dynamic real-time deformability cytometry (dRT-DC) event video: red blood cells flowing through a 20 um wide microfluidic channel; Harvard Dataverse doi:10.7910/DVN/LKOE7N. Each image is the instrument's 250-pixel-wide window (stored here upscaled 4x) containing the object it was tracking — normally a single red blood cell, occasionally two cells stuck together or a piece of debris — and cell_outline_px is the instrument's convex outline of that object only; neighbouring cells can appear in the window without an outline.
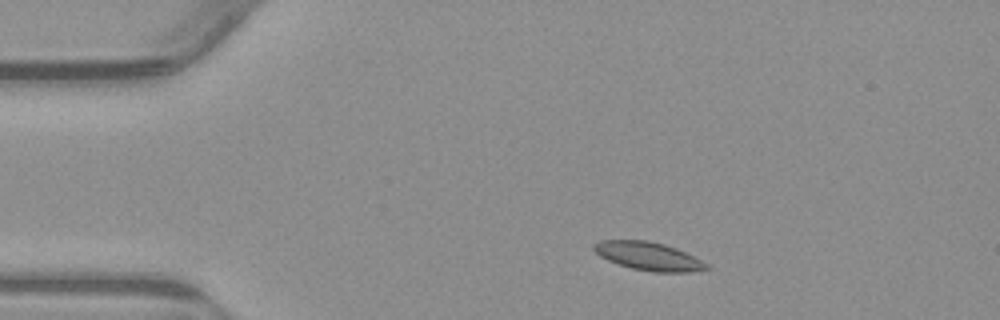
{"species": "common noctule bat (a hibernating species)", "species_latin": "Nyctalus noctula", "temperature_condition": "warm", "stored_images_in_passage": 45, "camera_frame_rate_fps": 3000, "um_per_image_px": 0.085, "animal": {"sex": "male", "body_mass_g": 23.1, "forearm_length_mm": 52.7}, "frame": {"image": 1, "passage_image": 1, "time_ms": 0.0, "image_size_px": [1000, 320], "cell_outline_px": [[712, 268], [692, 272], [652, 272], [632, 268], [608, 260], [600, 256], [592, 248], [592, 244], [600, 240], [648, 240], [664, 244], [676, 248], [708, 264]], "centroid_in_image_um": [55.11, 21.77], "position_along_channel_um": 29.9, "area_um2": 18.5}}
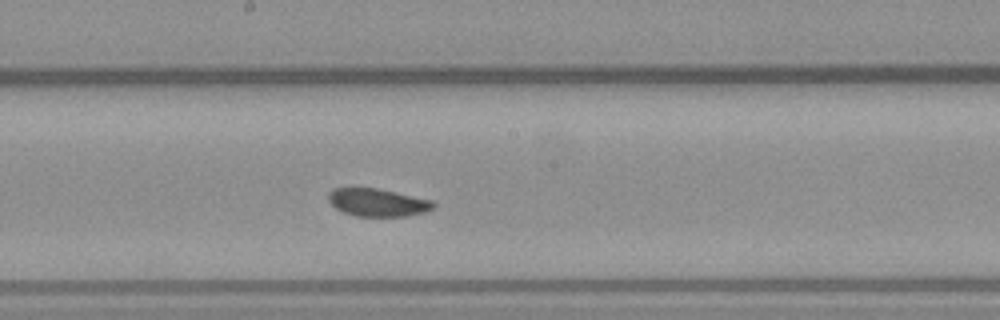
{"frame": {"image": 2, "passage_image": 20, "time_ms": 6.333, "image_size_px": [1000, 320], "cell_outline_px": [[436, 204], [432, 208], [424, 212], [408, 216], [356, 216], [344, 212], [336, 208], [328, 200], [328, 192], [332, 188], [352, 184], [376, 188], [432, 200]], "centroid_in_image_um": [32.0, 17.16], "position_along_channel_um": 216.2, "area_um2": 17.51}}
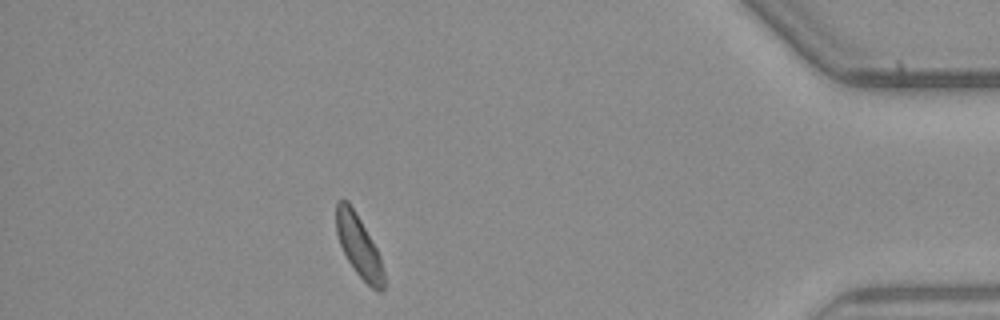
{"frame": {"image": 3, "passage_image": 39, "time_ms": 12.667, "image_size_px": [1000, 320], "cell_outline_px": [[384, 288], [380, 292], [376, 292], [356, 272], [348, 260], [340, 244], [336, 232], [336, 200], [348, 200], [360, 220], [376, 248], [380, 256], [384, 272]], "centroid_in_image_um": [30.49, 20.92], "position_along_channel_um": 404.7, "area_um2": 16.88}}